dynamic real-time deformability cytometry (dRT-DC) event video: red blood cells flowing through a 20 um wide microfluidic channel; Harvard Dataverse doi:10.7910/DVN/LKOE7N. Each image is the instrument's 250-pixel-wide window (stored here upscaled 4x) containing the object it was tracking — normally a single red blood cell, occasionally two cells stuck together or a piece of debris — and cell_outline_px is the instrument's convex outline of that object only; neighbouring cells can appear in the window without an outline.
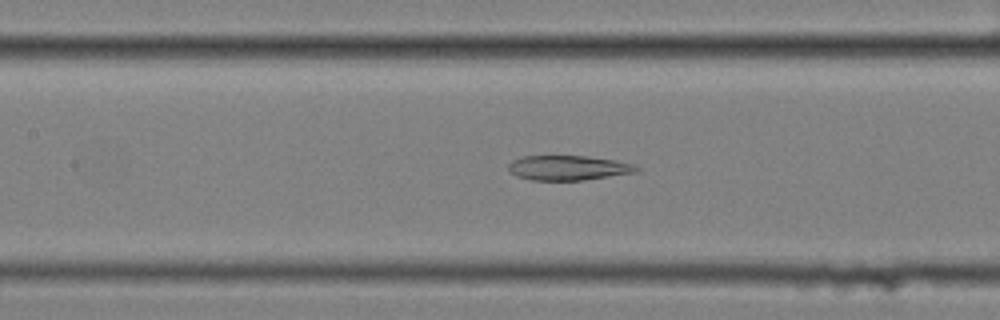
{"species": "common noctule bat (a hibernating species)", "species_latin": "Nyctalus noctula", "temperature_condition": "cold", "stored_images_in_passage": 53, "camera_frame_rate_fps": 3000, "um_per_image_px": 0.085, "animal": {"sex": "female", "body_mass_g": 25.1}, "frame": {"image": 1, "passage_image": 21, "time_ms": 6.667, "image_size_px": [1000, 320], "cell_outline_px": [[640, 172], [584, 180], [532, 180], [516, 176], [508, 168], [508, 164], [512, 160], [524, 156], [584, 156], [616, 160], [636, 164], [640, 168]], "centroid_in_image_um": [48.36, 14.27], "position_along_channel_um": 159.0, "area_um2": 18.61}}
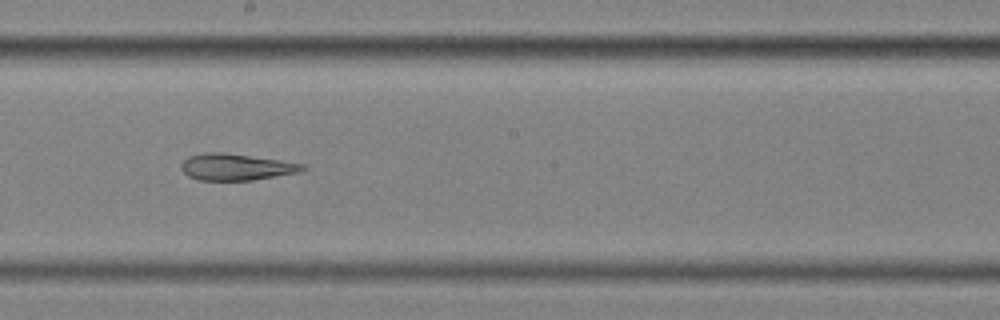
{"frame": {"image": 2, "passage_image": 27, "time_ms": 8.667, "image_size_px": [1000, 320], "cell_outline_px": [[308, 168], [296, 172], [252, 180], [200, 180], [188, 176], [180, 168], [180, 164], [188, 156], [208, 152], [224, 152], [280, 160], [304, 164]], "centroid_in_image_um": [20.03, 14.18], "position_along_channel_um": 228.2, "area_um2": 18.61}}
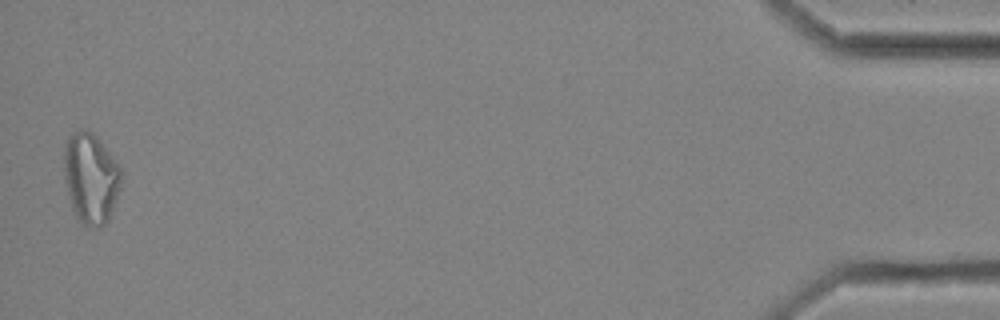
{"frame": {"image": 3, "passage_image": 52, "time_ms": 17.0, "image_size_px": [1000, 320], "cell_outline_px": [[124, 176], [120, 188], [108, 220], [100, 228], [88, 228], [76, 216], [72, 208], [64, 180], [64, 144], [68, 136], [80, 128], [84, 128], [92, 132], [96, 136], [120, 168]], "centroid_in_image_um": [7.7, 15.14], "position_along_channel_um": 427.5, "area_um2": 30.35}, "authors_computed_cell_mechanics": {"area_um2": 23.3512, "velocity_mm_per_s": 3.4624, "shape_relaxation_time_tau1_ms": null, "shape_relaxation_time_tau2_ms": 6.5214, "deformation_change_tau1": null, "deformation_change_tau2": 0.1855}}